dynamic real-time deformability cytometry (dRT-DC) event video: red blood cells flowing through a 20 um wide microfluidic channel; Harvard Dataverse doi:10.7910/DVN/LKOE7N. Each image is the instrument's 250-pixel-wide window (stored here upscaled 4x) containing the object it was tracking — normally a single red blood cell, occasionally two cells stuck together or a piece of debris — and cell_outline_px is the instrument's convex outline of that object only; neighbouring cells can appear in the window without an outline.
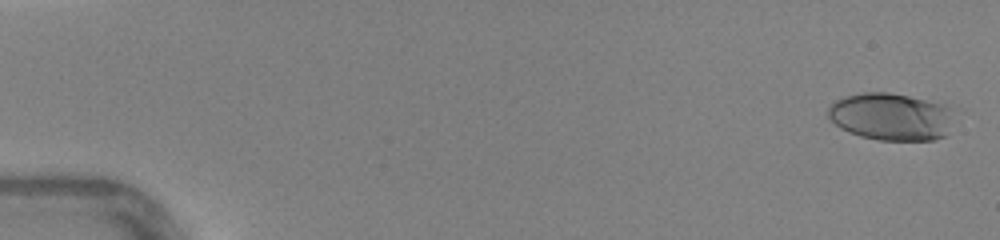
{"species": "human", "species_latin": "Homo sapiens", "temperature_condition": "warm", "stored_images_in_passage": 47, "camera_frame_rate_fps": 3000, "um_per_image_px": 0.085, "donor": {"sex": "female"}, "frame": {"image": 1, "passage_image": 2, "time_ms": 0.333, "image_size_px": [1000, 240], "cell_outline_px": [[960, 108], [944, 136], [932, 140], [880, 140], [860, 136], [840, 128], [828, 116], [828, 108], [836, 100], [844, 96], [860, 92], [888, 92], [948, 104]], "centroid_in_image_um": [75.83, 9.89], "position_along_channel_um": 9.2, "area_um2": 35.43}}
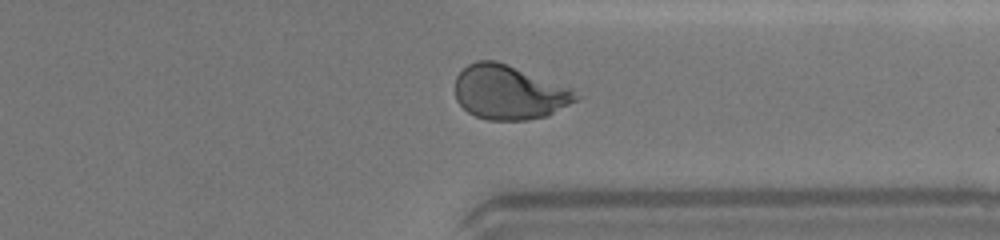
{"frame": {"image": 2, "passage_image": 37, "time_ms": 12.0, "image_size_px": [1000, 240], "cell_outline_px": [[584, 96], [548, 116], [528, 120], [488, 120], [476, 116], [468, 112], [456, 100], [456, 76], [468, 64], [476, 60], [496, 60], [572, 88]], "centroid_in_image_um": [43.31, 7.85], "position_along_channel_um": 368.1, "area_um2": 38.38}}
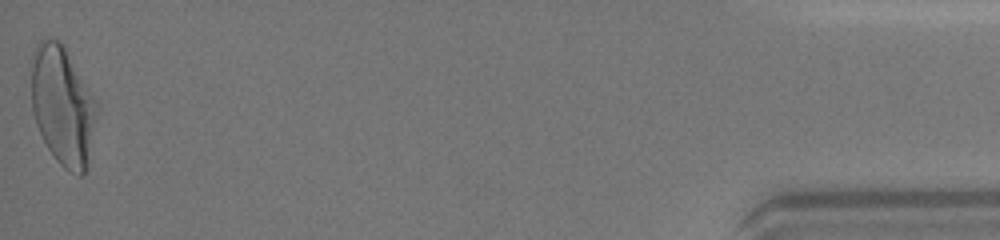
{"frame": {"image": 3, "passage_image": 47, "time_ms": 15.333, "image_size_px": [1000, 240], "cell_outline_px": [[100, 108], [84, 172], [80, 176], [64, 168], [56, 160], [48, 148], [36, 124], [32, 112], [32, 52], [36, 44], [40, 40], [48, 36], [60, 40], [68, 48], [96, 100]], "centroid_in_image_um": [5.34, 8.89], "position_along_channel_um": 429.9, "area_um2": 46.07}, "authors_computed_cell_mechanics": {"area_um2": 37.4544, "velocity_mm_per_s": 4.4083, "shape_relaxation_time_tau1_ms": 5.8936, "shape_relaxation_time_tau2_ms": 0.7486, "deformation_change_tau1": 0.227, "deformation_change_tau2": 0.0703}}